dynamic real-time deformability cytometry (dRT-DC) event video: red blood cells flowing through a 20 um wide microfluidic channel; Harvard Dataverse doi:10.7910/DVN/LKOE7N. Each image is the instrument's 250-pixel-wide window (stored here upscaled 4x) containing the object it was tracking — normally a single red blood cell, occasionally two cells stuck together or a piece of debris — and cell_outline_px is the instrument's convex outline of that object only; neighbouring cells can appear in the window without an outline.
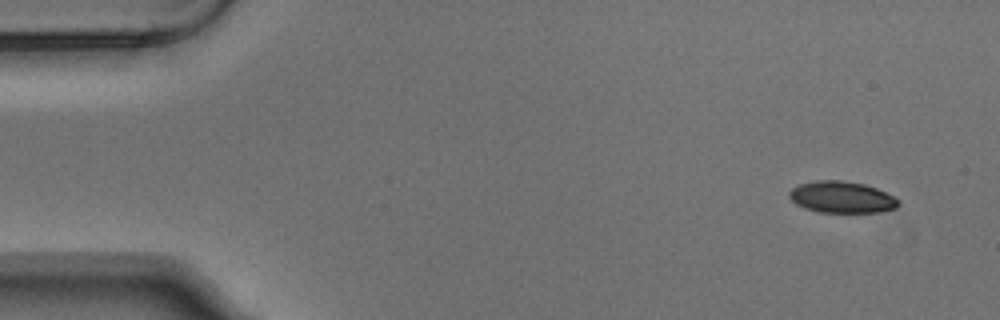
{"species": "Egyptian fruit bat (a non-hibernating species)", "species_latin": "Rousettus aegyptiacus", "temperature_condition": "warm", "stored_images_in_passage": 5, "camera_frame_rate_fps": 3000, "um_per_image_px": 0.085, "animal": {"sex": "male"}, "frame": {"image": 1, "passage_image": 1, "time_ms": 0.0, "image_size_px": [1000, 320], "cell_outline_px": [[900, 204], [896, 208], [880, 212], [820, 212], [804, 208], [796, 204], [788, 196], [788, 192], [792, 188], [800, 184], [816, 180], [840, 180], [864, 184], [876, 188], [900, 200]], "centroid_in_image_um": [71.54, 16.76], "position_along_channel_um": 13.5, "area_um2": 20.06}}
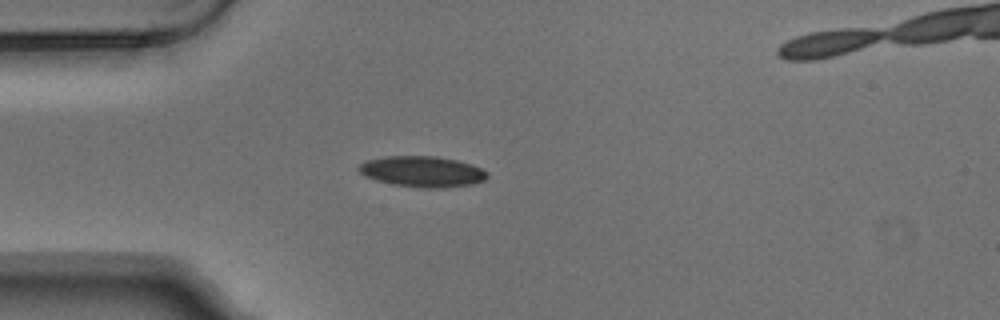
{"frame": {"image": 2, "passage_image": 4, "time_ms": 1.0, "image_size_px": [1000, 320], "cell_outline_px": [[488, 176], [484, 180], [472, 184], [444, 188], [428, 188], [396, 184], [376, 180], [364, 176], [356, 168], [364, 160], [384, 156], [436, 156], [456, 160], [472, 164], [488, 172]], "centroid_in_image_um": [35.88, 14.57], "position_along_channel_um": 49.1, "area_um2": 23.06}}